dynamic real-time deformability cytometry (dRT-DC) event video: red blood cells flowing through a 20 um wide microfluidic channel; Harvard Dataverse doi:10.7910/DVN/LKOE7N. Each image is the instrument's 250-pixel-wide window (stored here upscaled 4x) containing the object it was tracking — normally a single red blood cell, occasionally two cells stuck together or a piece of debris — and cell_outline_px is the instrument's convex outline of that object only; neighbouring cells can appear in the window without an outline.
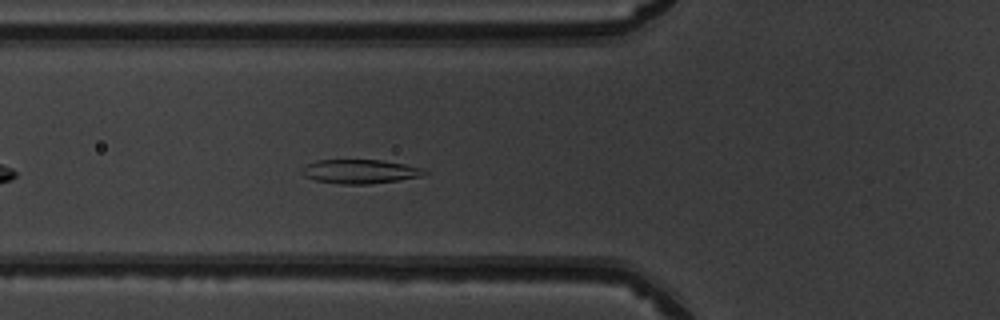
{"species": "common noctule bat (a hibernating species)", "species_latin": "Nyctalus noctula", "temperature_condition": "warm", "stored_images_in_passage": 39, "camera_frame_rate_fps": 3000, "um_per_image_px": 0.085, "animal": {"sex": "male", "body_mass_g": 19.5, "forearm_length_mm": 54.6}, "frame": {"image": 1, "passage_image": 7, "time_ms": 2.0, "image_size_px": [1000, 320], "cell_outline_px": [[428, 176], [400, 180], [368, 184], [340, 184], [316, 180], [304, 176], [300, 172], [300, 168], [304, 164], [316, 160], [380, 160], [404, 164], [424, 168], [428, 172]], "centroid_in_image_um": [30.62, 14.58], "position_along_channel_um": 95.2, "area_um2": 17.51}}
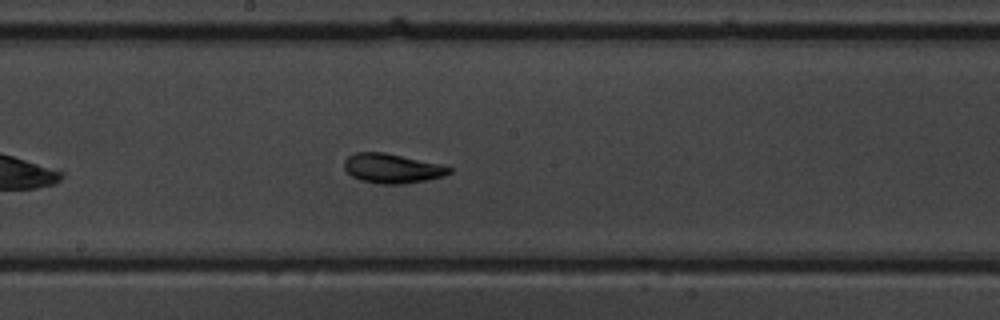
{"frame": {"image": 2, "passage_image": 16, "time_ms": 5.0, "image_size_px": [1000, 320], "cell_outline_px": [[452, 172], [444, 176], [424, 180], [400, 184], [380, 184], [360, 180], [352, 176], [344, 168], [344, 160], [348, 156], [356, 152], [384, 152], [440, 164], [452, 168]], "centroid_in_image_um": [33.31, 14.31], "position_along_channel_um": 214.9, "area_um2": 17.92}}
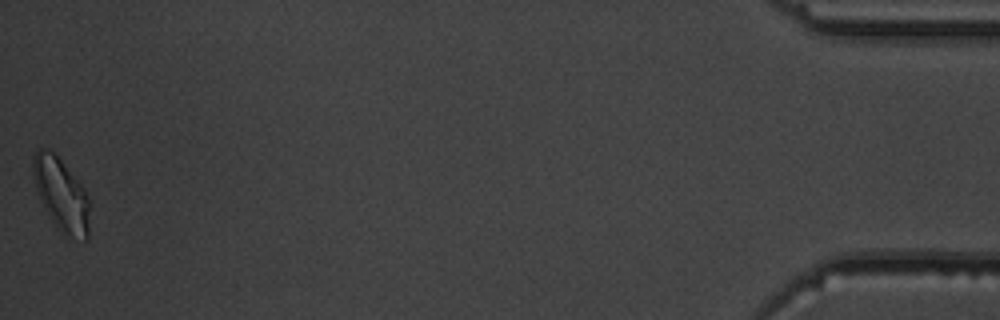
{"frame": {"image": 3, "passage_image": 39, "time_ms": 12.667, "image_size_px": [1000, 320], "cell_outline_px": [[88, 240], [84, 240], [64, 236], [60, 232], [52, 220], [40, 200], [36, 192], [32, 172], [32, 156], [40, 148], [48, 148], [60, 160], [84, 188], [88, 196]], "centroid_in_image_um": [5.18, 16.55], "position_along_channel_um": 430.0, "area_um2": 23.87}, "authors_computed_cell_mechanics": {"area_um2": 17.9758, "velocity_mm_per_s": 3.9978, "shape_relaxation_time_tau1_ms": 2.6646, "shape_relaxation_time_tau2_ms": 1.6409, "deformation_change_tau1": 0.1252, "deformation_change_tau2": 0.0553}}